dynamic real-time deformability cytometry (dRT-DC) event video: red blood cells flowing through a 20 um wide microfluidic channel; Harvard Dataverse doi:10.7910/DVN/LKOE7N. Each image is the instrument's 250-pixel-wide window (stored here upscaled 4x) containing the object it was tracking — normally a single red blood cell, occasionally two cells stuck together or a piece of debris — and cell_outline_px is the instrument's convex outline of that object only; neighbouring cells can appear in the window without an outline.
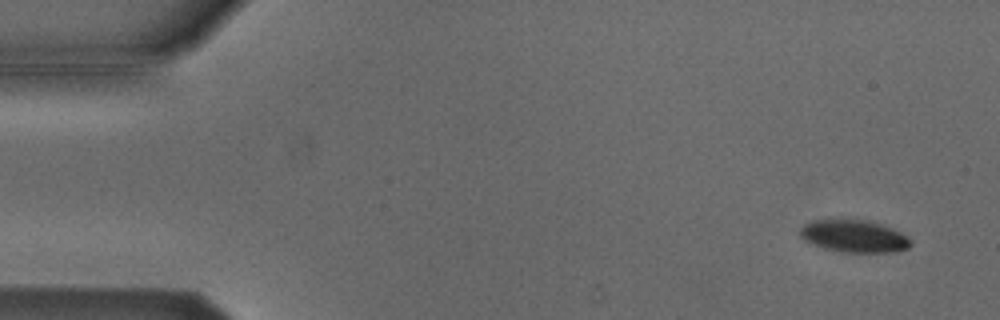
{"species": "Egyptian fruit bat (a non-hibernating species)", "species_latin": "Rousettus aegyptiacus", "temperature_condition": "cold", "stored_images_in_passage": 4, "camera_frame_rate_fps": 3000, "um_per_image_px": 0.085, "animal": {"sex": "male"}, "frame": {"image": 1, "passage_image": 1, "time_ms": 0.0, "image_size_px": [1000, 320], "cell_outline_px": [[912, 244], [908, 248], [896, 252], [840, 252], [824, 248], [812, 244], [804, 240], [800, 236], [800, 228], [804, 224], [812, 220], [868, 220], [892, 228], [908, 236], [912, 240]], "centroid_in_image_um": [72.61, 20.08], "position_along_channel_um": 12.4, "area_um2": 20.92}}
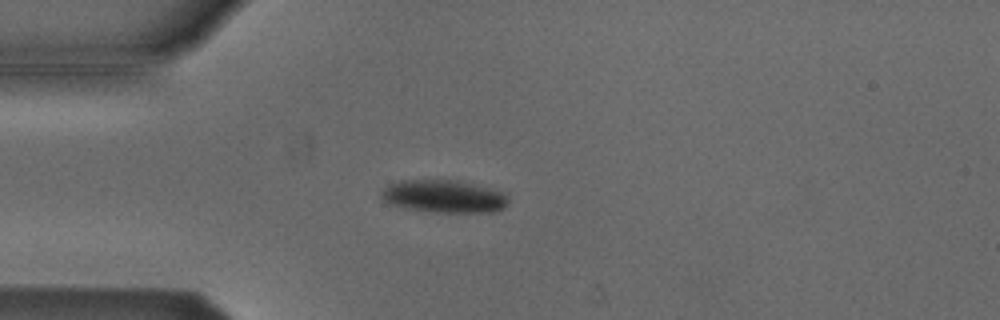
{"frame": {"image": 2, "passage_image": 4, "time_ms": 1.0, "image_size_px": [1000, 320], "cell_outline_px": [[508, 204], [504, 208], [496, 212], [436, 212], [404, 208], [388, 204], [380, 196], [380, 192], [388, 184], [400, 180], [456, 180], [508, 192]], "centroid_in_image_um": [37.75, 16.69], "position_along_channel_um": 47.2, "area_um2": 24.57}}